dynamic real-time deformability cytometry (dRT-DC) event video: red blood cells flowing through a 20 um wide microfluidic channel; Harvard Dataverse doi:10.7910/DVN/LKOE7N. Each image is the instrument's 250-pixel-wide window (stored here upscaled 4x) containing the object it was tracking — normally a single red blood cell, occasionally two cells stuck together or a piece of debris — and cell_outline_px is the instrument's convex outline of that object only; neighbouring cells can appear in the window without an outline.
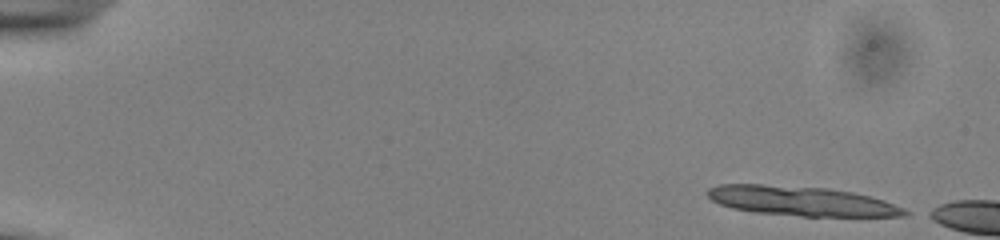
{"species": "common noctule bat (a hibernating species)", "species_latin": "Nyctalus noctula", "temperature_condition": "cold", "stored_images_in_passage": 7, "camera_frame_rate_fps": 3000, "um_per_image_px": 0.085, "animal": {"sex": "male", "body_mass_g": 13.0, "forearm_length_mm": 53.1}, "frame": {"image": 1, "passage_image": 1, "time_ms": 0.0, "image_size_px": [1000, 240], "cell_outline_px": [[912, 212], [908, 216], [800, 216], [756, 212], [732, 208], [720, 204], [712, 200], [708, 196], [708, 188], [720, 184], [760, 184], [828, 188], [852, 192], [884, 200], [904, 208]], "centroid_in_image_um": [68.15, 17.09], "position_along_channel_um": 16.8, "area_um2": 33.87}}